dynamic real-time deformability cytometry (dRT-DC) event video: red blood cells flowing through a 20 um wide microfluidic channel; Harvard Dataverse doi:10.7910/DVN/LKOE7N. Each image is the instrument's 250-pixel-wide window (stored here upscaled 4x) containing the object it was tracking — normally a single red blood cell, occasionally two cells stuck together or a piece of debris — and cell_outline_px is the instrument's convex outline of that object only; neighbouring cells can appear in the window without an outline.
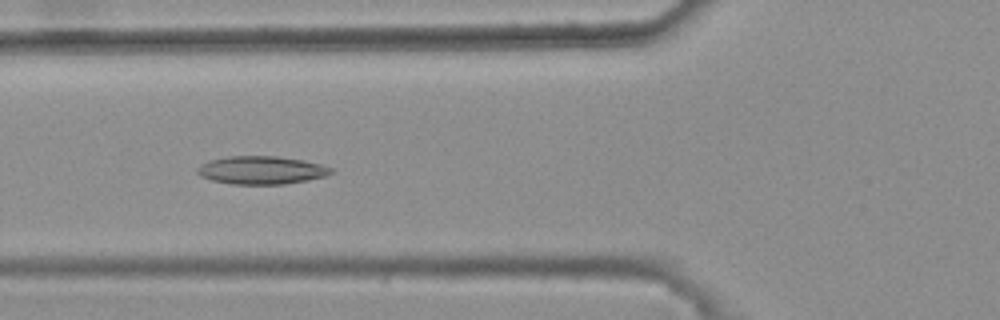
{"species": "common noctule bat (a hibernating species)", "species_latin": "Nyctalus noctula", "temperature_condition": "warm", "stored_images_in_passage": 33, "camera_frame_rate_fps": 3000, "um_per_image_px": 0.085, "animal": {"sex": "female", "body_mass_g": 25.1}, "frame": {"image": 1, "passage_image": 7, "time_ms": 2.0, "image_size_px": [1000, 320], "cell_outline_px": [[332, 172], [324, 176], [308, 180], [284, 184], [232, 184], [212, 180], [200, 176], [196, 172], [196, 168], [200, 164], [208, 160], [228, 156], [276, 156], [304, 160], [320, 164], [332, 168]], "centroid_in_image_um": [22.17, 14.46], "position_along_channel_um": 103.6, "area_um2": 21.91}}
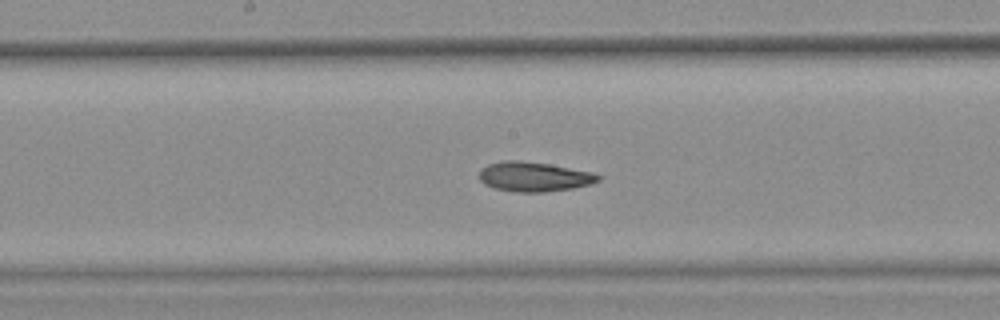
{"frame": {"image": 2, "passage_image": 15, "time_ms": 4.667, "image_size_px": [1000, 320], "cell_outline_px": [[604, 176], [600, 180], [592, 184], [572, 188], [544, 192], [516, 192], [496, 188], [484, 184], [480, 180], [480, 168], [488, 164], [504, 160], [516, 160], [548, 164], [592, 172]], "centroid_in_image_um": [45.41, 15.02], "position_along_channel_um": 202.8, "area_um2": 20.52}}
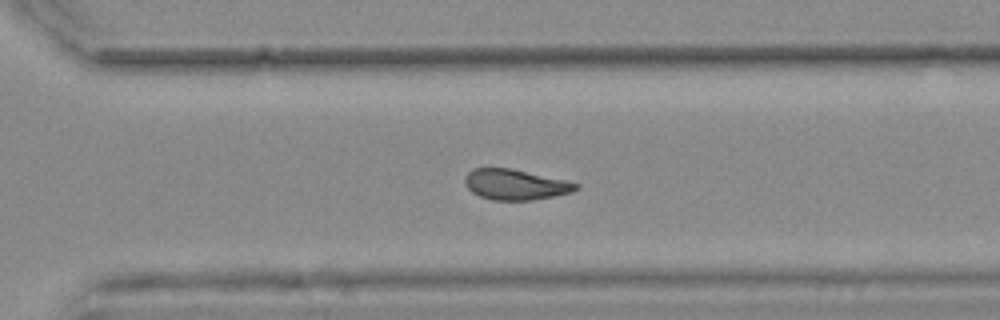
{"frame": {"image": 3, "passage_image": 25, "time_ms": 8.0, "image_size_px": [1000, 320], "cell_outline_px": [[580, 188], [572, 192], [532, 200], [492, 200], [480, 196], [472, 192], [468, 188], [464, 180], [464, 176], [472, 168], [512, 168], [564, 180], [580, 184]], "centroid_in_image_um": [43.79, 15.68], "position_along_channel_um": 326.8, "area_um2": 19.71}, "authors_computed_cell_mechanics": {"area_um2": 20.3456, "velocity_mm_per_s": 3.7194, "shape_relaxation_time_tau1_ms": null, "shape_relaxation_time_tau2_ms": 5.2096, "deformation_change_tau1": null, "deformation_change_tau2": 0.1126}}